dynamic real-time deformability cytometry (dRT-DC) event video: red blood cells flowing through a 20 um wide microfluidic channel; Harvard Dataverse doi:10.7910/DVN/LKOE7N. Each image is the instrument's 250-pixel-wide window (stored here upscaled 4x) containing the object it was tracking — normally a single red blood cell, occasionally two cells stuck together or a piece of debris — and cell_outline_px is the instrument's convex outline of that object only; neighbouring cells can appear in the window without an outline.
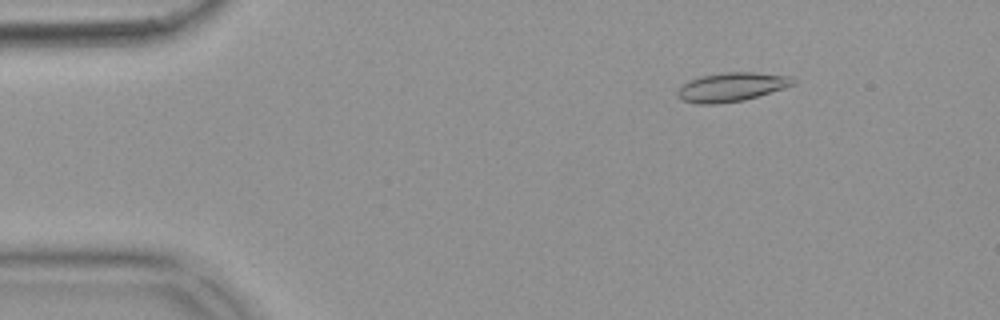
{"species": "common noctule bat (a hibernating species)", "species_latin": "Nyctalus noctula", "temperature_condition": "warm", "stored_images_in_passage": 55, "camera_frame_rate_fps": 3000, "um_per_image_px": 0.085, "animal": {"sex": "female", "body_mass_g": 18.4}, "frame": {"image": 1, "passage_image": 8, "time_ms": 2.333, "image_size_px": [1000, 320], "cell_outline_px": [[796, 84], [784, 88], [744, 100], [716, 104], [700, 104], [684, 100], [676, 96], [676, 92], [688, 80], [700, 76], [724, 72], [756, 72], [792, 76], [796, 80]], "centroid_in_image_um": [62.21, 7.38], "position_along_channel_um": 22.8, "area_um2": 19.54}}
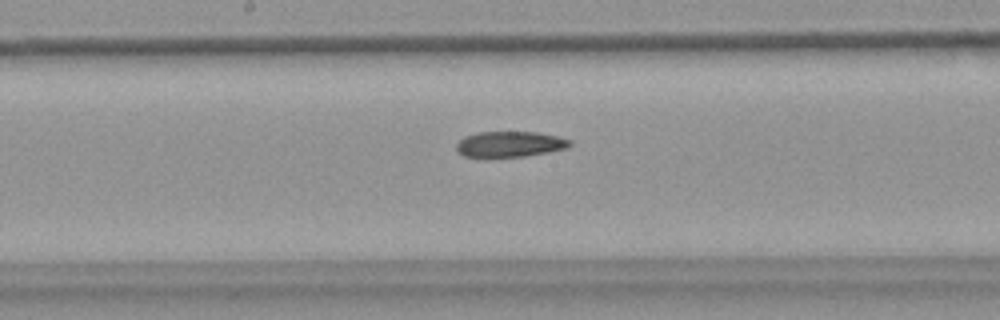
{"frame": {"image": 2, "passage_image": 29, "time_ms": 9.333, "image_size_px": [1000, 320], "cell_outline_px": [[572, 144], [568, 148], [548, 152], [524, 156], [484, 160], [464, 156], [456, 152], [456, 144], [464, 136], [476, 132], [536, 132], [556, 136], [572, 140]], "centroid_in_image_um": [43.26, 12.3], "position_along_channel_um": 204.9, "area_um2": 17.74}}
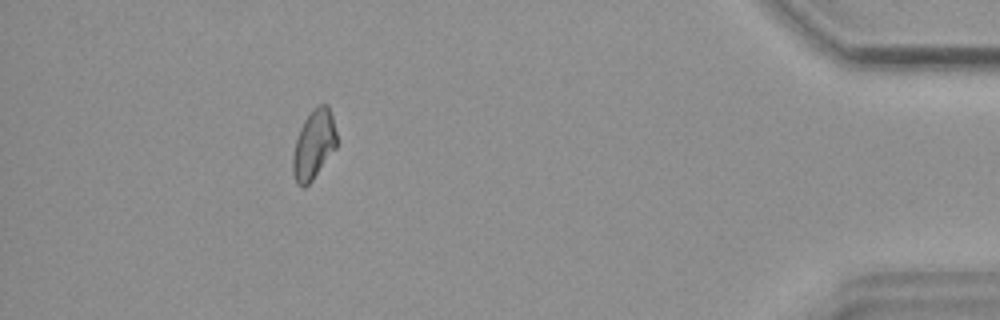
{"frame": {"image": 3, "passage_image": 50, "time_ms": 16.333, "image_size_px": [1000, 320], "cell_outline_px": [[336, 148], [312, 180], [304, 188], [300, 188], [296, 184], [292, 172], [292, 156], [296, 140], [300, 128], [304, 120], [312, 108], [320, 104], [328, 104], [332, 116], [336, 132]], "centroid_in_image_um": [26.65, 12.3], "position_along_channel_um": 408.6, "area_um2": 17.8}, "authors_computed_cell_mechanics": {"area_um2": 18.207, "velocity_mm_per_s": 3.6867, "shape_relaxation_time_tau1_ms": null, "shape_relaxation_time_tau2_ms": 8.1041, "deformation_change_tau1": null, "deformation_change_tau2": 0.1472}}